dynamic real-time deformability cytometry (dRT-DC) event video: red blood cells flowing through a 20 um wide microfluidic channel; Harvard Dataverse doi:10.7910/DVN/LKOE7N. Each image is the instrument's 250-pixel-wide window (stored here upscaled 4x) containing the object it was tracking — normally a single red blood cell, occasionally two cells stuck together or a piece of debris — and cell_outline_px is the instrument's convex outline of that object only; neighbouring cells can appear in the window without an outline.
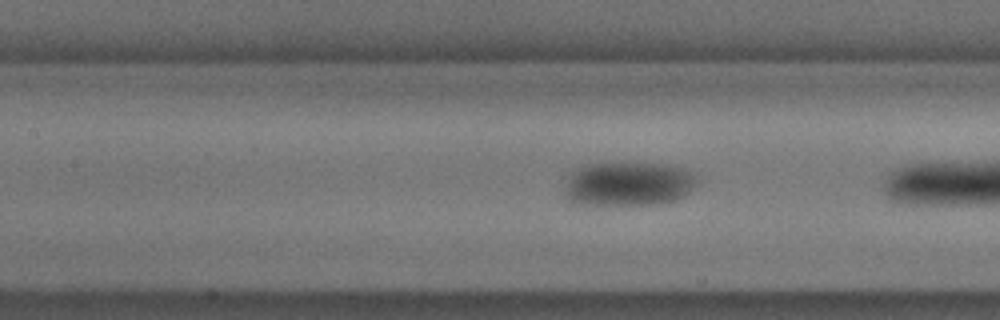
{"species": "common noctule bat (a hibernating species)", "species_latin": "Nyctalus noctula", "temperature_condition": "cold", "stored_images_in_passage": 24, "camera_frame_rate_fps": 3000, "um_per_image_px": 0.085, "animal": {"sex": "male", "body_mass_g": 18.8}, "frame": {"image": 1, "passage_image": 22, "time_ms": 7.0, "image_size_px": [1000, 320], "cell_outline_px": [[696, 184], [684, 196], [676, 200], [660, 204], [584, 204], [572, 200], [568, 196], [564, 188], [568, 176], [572, 172], [588, 164], [660, 164], [684, 168], [692, 172], [696, 176]], "centroid_in_image_um": [53.45, 15.64], "position_along_channel_um": 153.9, "area_um2": 33.41}}